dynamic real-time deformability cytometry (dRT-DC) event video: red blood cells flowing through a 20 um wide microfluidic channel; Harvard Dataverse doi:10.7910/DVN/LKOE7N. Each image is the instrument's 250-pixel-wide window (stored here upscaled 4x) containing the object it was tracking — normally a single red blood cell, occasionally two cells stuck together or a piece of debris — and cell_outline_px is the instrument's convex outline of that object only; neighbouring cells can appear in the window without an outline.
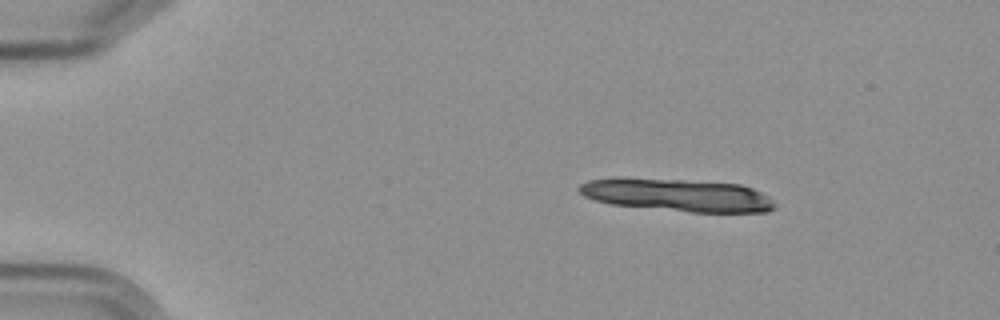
{"species": "Egyptian fruit bat (a non-hibernating species)", "species_latin": "Rousettus aegyptiacus", "temperature_condition": "cold", "stored_images_in_passage": 9, "camera_frame_rate_fps": 3000, "um_per_image_px": 0.085, "frame": {"image": 1, "passage_image": 1, "time_ms": 0.0, "image_size_px": [1000, 320], "cell_outline_px": [[776, 208], [768, 212], [692, 212], [612, 204], [596, 200], [584, 196], [576, 188], [580, 184], [588, 180], [612, 176], [624, 176], [684, 180], [740, 184], [752, 188], [768, 196], [776, 204]], "centroid_in_image_um": [57.52, 16.55], "position_along_channel_um": 27.5, "area_um2": 37.69}}
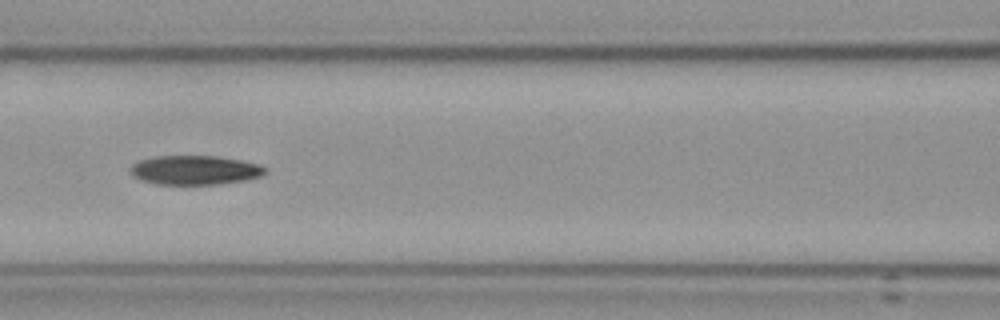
{"frame": {"image": 2, "passage_image": 6, "time_ms": 6.0, "image_size_px": [1000, 320], "cell_outline_px": [[268, 172], [260, 176], [244, 180], [216, 184], [156, 184], [140, 180], [132, 176], [128, 172], [128, 168], [132, 164], [140, 160], [156, 156], [216, 156], [240, 160], [260, 164], [268, 168]], "centroid_in_image_um": [16.53, 14.45], "position_along_channel_um": 150.1, "area_um2": 23.12}}
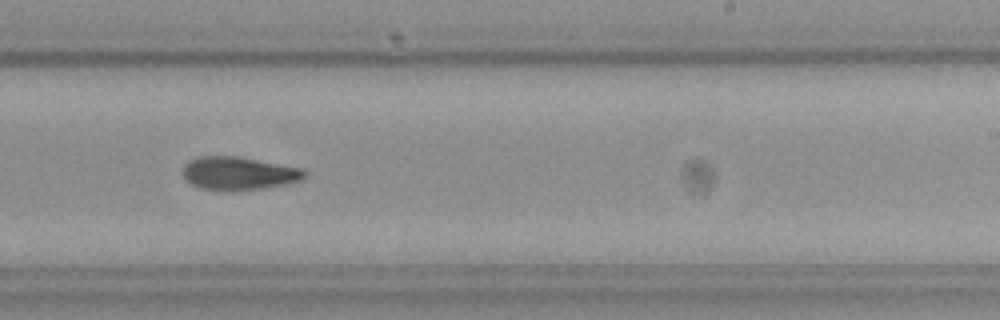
{"frame": {"image": 3, "passage_image": 9, "time_ms": 9.333, "image_size_px": [1000, 320], "cell_outline_px": [[308, 172], [300, 180], [284, 184], [264, 188], [228, 192], [224, 192], [200, 188], [192, 184], [184, 176], [184, 164], [188, 160], [200, 156], [236, 156], [304, 168]], "centroid_in_image_um": [20.29, 14.74], "position_along_channel_um": 268.7, "area_um2": 23.7}}